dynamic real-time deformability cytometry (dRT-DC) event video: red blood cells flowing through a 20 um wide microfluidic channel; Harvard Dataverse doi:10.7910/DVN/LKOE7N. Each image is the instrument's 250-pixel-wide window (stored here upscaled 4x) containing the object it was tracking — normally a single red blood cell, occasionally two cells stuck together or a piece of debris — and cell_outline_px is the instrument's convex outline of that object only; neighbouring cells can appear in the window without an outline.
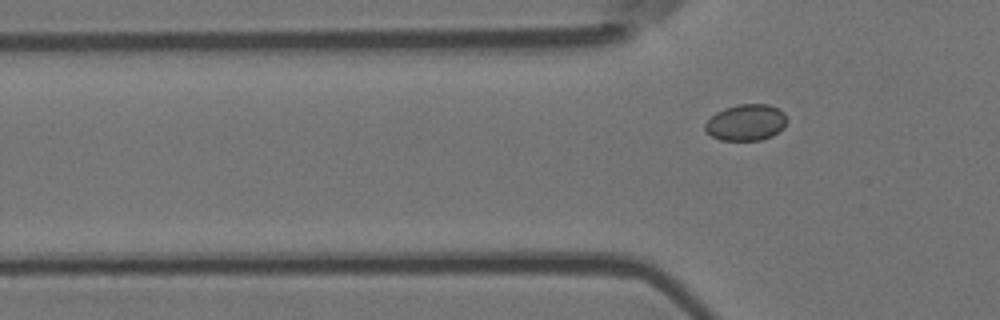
{"species": "Egyptian fruit bat (a non-hibernating species)", "species_latin": "Rousettus aegyptiacus", "temperature_condition": "room temperature", "stored_images_in_passage": 7, "camera_frame_rate_fps": 3000, "um_per_image_px": 0.085, "animal": {"sex": "female"}, "frame": {"image": 1, "passage_image": 7, "time_ms": 2.0, "image_size_px": [1000, 320], "cell_outline_px": [[788, 120], [784, 128], [772, 136], [760, 140], [720, 140], [712, 136], [704, 128], [704, 124], [716, 112], [724, 108], [736, 104], [768, 104], [784, 112]], "centroid_in_image_um": [63.43, 10.4], "position_along_channel_um": 62.4, "area_um2": 17.4}}